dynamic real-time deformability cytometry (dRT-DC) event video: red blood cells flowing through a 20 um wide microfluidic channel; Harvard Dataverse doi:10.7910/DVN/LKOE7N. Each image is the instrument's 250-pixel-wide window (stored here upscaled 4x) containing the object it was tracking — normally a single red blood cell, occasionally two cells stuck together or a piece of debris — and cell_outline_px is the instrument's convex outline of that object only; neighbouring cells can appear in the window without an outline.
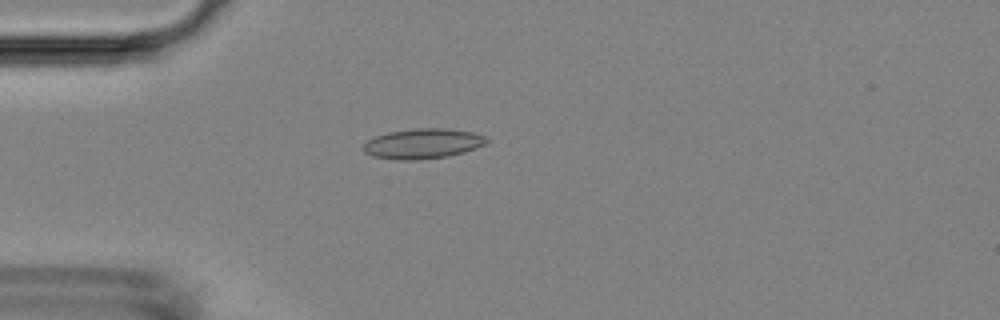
{"species": "Egyptian fruit bat (a non-hibernating species)", "species_latin": "Rousettus aegyptiacus", "temperature_condition": "room temperature", "stored_images_in_passage": 5, "camera_frame_rate_fps": 3000, "um_per_image_px": 0.085, "animal": {"sex": "female"}, "frame": {"image": 1, "passage_image": 5, "time_ms": 1.333, "image_size_px": [1000, 320], "cell_outline_px": [[488, 140], [484, 144], [476, 148], [464, 152], [448, 156], [416, 160], [400, 160], [372, 156], [364, 152], [364, 144], [368, 140], [376, 136], [388, 132], [416, 128], [444, 128], [472, 132], [488, 136]], "centroid_in_image_um": [35.96, 12.2], "position_along_channel_um": 49.0, "area_um2": 21.56}}